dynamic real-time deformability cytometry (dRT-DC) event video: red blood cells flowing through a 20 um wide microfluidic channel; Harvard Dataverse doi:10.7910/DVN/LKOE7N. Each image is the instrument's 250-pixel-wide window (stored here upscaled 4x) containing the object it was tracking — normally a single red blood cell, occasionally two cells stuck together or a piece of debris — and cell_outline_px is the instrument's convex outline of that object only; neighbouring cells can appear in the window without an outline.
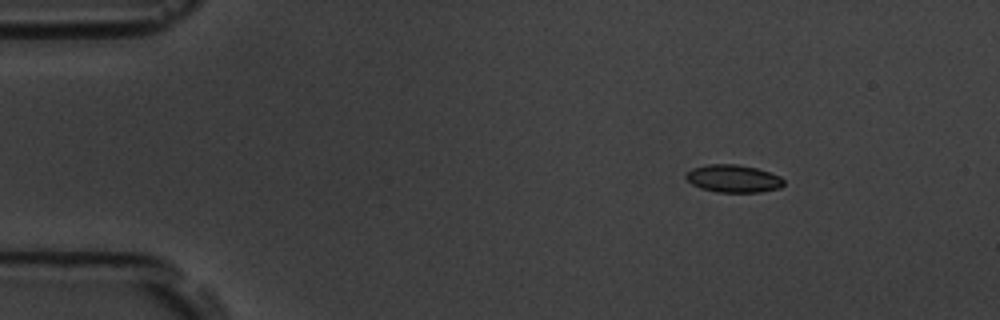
{"species": "common noctule bat (a hibernating species)", "species_latin": "Nyctalus noctula", "temperature_condition": "room temperature", "stored_images_in_passage": 48, "camera_frame_rate_fps": 3000, "um_per_image_px": 0.085, "animal": {"sex": "male", "body_mass_g": 19.5, "forearm_length_mm": 54.6}, "frame": {"image": 1, "passage_image": 1, "time_ms": 0.0, "image_size_px": [1000, 320], "cell_outline_px": [[784, 184], [780, 188], [760, 192], [716, 192], [700, 188], [692, 184], [684, 176], [692, 168], [708, 164], [736, 164], [756, 168], [780, 176], [784, 180]], "centroid_in_image_um": [62.33, 15.18], "position_along_channel_um": 22.7, "area_um2": 15.72}}
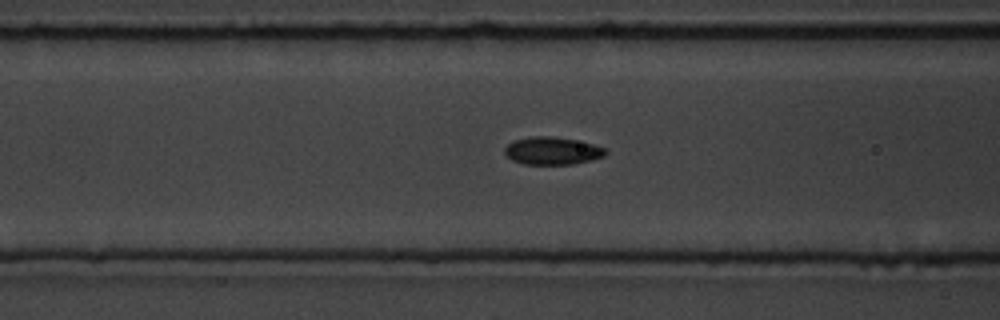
{"frame": {"image": 2, "passage_image": 15, "time_ms": 4.667, "image_size_px": [1000, 320], "cell_outline_px": [[608, 152], [604, 156], [592, 160], [572, 164], [524, 164], [512, 160], [504, 152], [504, 148], [512, 140], [532, 136], [552, 136], [576, 140], [592, 144], [604, 148]], "centroid_in_image_um": [46.93, 12.81], "position_along_channel_um": 119.7, "area_um2": 16.24}}
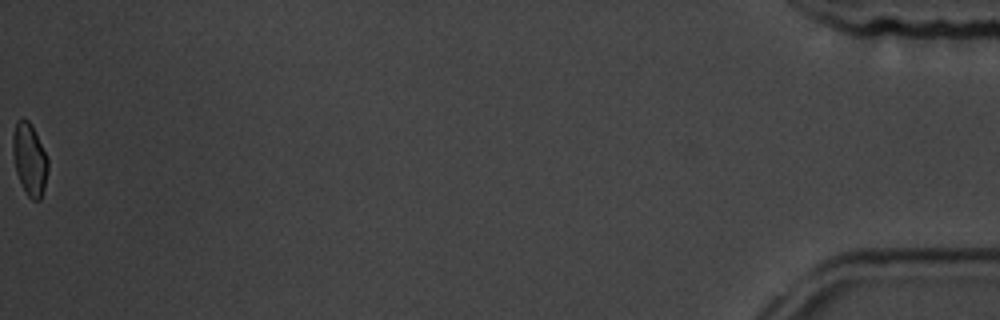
{"frame": {"image": 3, "passage_image": 48, "time_ms": 15.667, "image_size_px": [1000, 320], "cell_outline_px": [[48, 168], [44, 188], [40, 200], [32, 200], [28, 196], [16, 172], [12, 152], [12, 136], [16, 120], [28, 120], [32, 124], [48, 156]], "centroid_in_image_um": [2.52, 13.5], "position_along_channel_um": 432.7, "area_um2": 14.85}, "authors_computed_cell_mechanics": {"area_um2": 15.606, "velocity_mm_per_s": 3.7846, "shape_relaxation_time_tau1_ms": 2.8841, "shape_relaxation_time_tau2_ms": 2.4814, "deformation_change_tau1": 0.0974, "deformation_change_tau2": 0.0657}}